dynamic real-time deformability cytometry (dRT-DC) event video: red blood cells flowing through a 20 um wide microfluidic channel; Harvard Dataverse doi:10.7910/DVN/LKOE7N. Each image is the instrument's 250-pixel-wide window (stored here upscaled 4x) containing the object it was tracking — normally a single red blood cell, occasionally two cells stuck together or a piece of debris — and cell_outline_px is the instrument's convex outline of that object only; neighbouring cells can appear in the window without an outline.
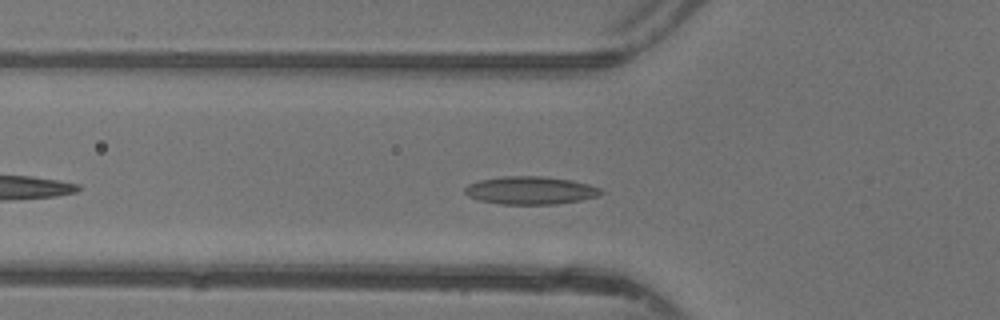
{"species": "common noctule bat (a hibernating species)", "species_latin": "Nyctalus noctula", "temperature_condition": "warm", "stored_images_in_passage": 35, "camera_frame_rate_fps": 3000, "um_per_image_px": 0.085, "animal": {"sex": "female"}, "frame": {"image": 1, "passage_image": 6, "time_ms": 1.667, "image_size_px": [1000, 320], "cell_outline_px": [[604, 192], [596, 196], [580, 200], [556, 204], [500, 204], [480, 200], [468, 196], [464, 192], [464, 188], [468, 184], [480, 180], [504, 176], [540, 176], [572, 180], [588, 184], [600, 188]], "centroid_in_image_um": [45.07, 16.18], "position_along_channel_um": 80.7, "area_um2": 22.02}}
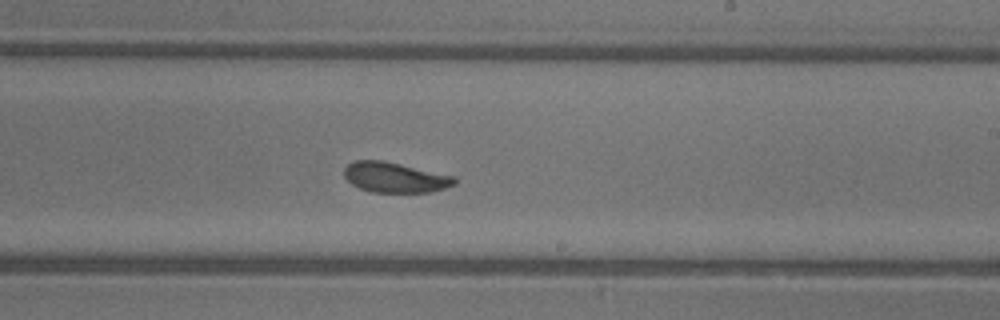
{"frame": {"image": 2, "passage_image": 18, "time_ms": 5.667, "image_size_px": [1000, 320], "cell_outline_px": [[456, 184], [432, 192], [372, 192], [360, 188], [352, 184], [344, 176], [344, 168], [348, 164], [356, 160], [384, 160], [456, 176]], "centroid_in_image_um": [33.59, 15.07], "position_along_channel_um": 255.4, "area_um2": 19.54}}
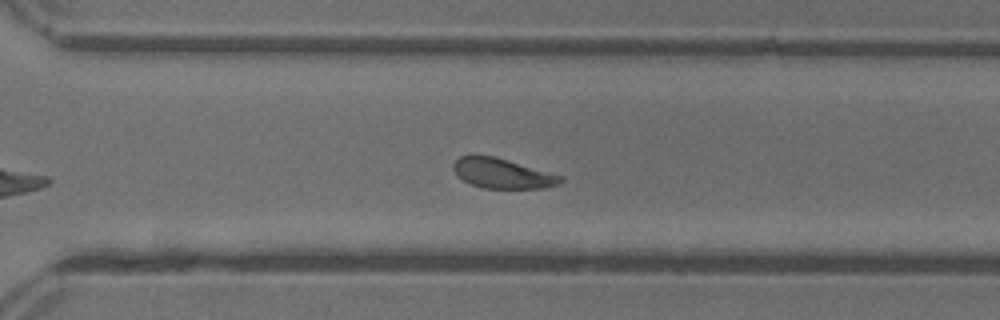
{"frame": {"image": 3, "passage_image": 23, "time_ms": 7.333, "image_size_px": [1000, 320], "cell_outline_px": [[564, 180], [560, 184], [544, 188], [484, 188], [472, 184], [456, 176], [452, 168], [452, 164], [460, 156], [472, 152], [492, 156], [564, 176]], "centroid_in_image_um": [42.65, 14.71], "position_along_channel_um": 327.9, "area_um2": 18.96}, "authors_computed_cell_mechanics": {"area_um2": 19.7098, "velocity_mm_per_s": 4.3584, "shape_relaxation_time_tau1_ms": 5.5414, "shape_relaxation_time_tau2_ms": 1.9729, "deformation_change_tau1": 0.1792, "deformation_change_tau2": 0.0812}}